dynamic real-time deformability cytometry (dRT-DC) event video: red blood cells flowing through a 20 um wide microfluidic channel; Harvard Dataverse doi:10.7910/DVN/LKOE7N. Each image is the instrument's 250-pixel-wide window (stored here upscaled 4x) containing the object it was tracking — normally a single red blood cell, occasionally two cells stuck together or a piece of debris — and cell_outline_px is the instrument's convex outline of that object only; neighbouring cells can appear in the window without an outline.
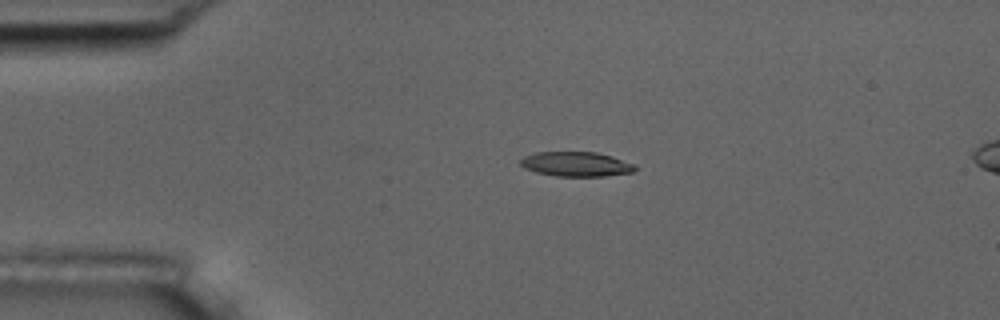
{"species": "common noctule bat (a hibernating species)", "species_latin": "Nyctalus noctula", "temperature_condition": "room temperature", "stored_images_in_passage": 37, "camera_frame_rate_fps": 3000, "um_per_image_px": 0.085, "animal": {"sex": "male", "body_mass_g": 17.5, "forearm_length_mm": 52.3}, "frame": {"image": 1, "passage_image": 5, "time_ms": 1.333, "image_size_px": [1000, 320], "cell_outline_px": [[636, 168], [632, 172], [604, 176], [556, 176], [536, 172], [524, 168], [520, 164], [520, 160], [524, 156], [536, 152], [596, 152], [612, 156], [636, 164]], "centroid_in_image_um": [48.97, 13.94], "position_along_channel_um": 36.0, "area_um2": 16.47}}
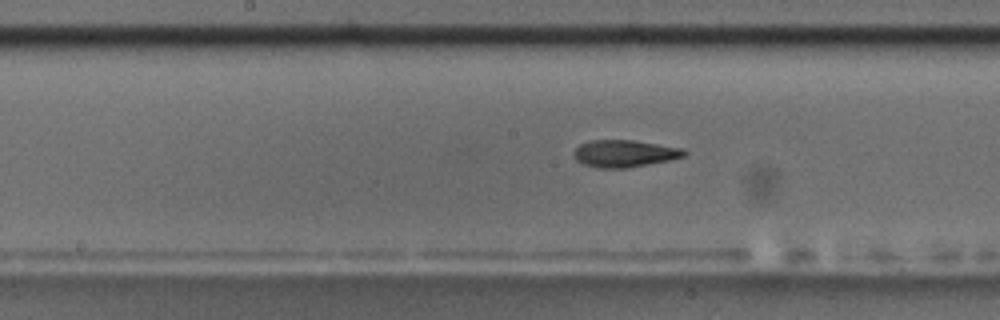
{"frame": {"image": 2, "passage_image": 21, "time_ms": 6.667, "image_size_px": [1000, 320], "cell_outline_px": [[688, 152], [684, 156], [668, 160], [624, 168], [600, 168], [584, 164], [576, 160], [572, 156], [572, 152], [580, 144], [588, 140], [632, 140], [684, 148]], "centroid_in_image_um": [53.04, 13.03], "position_along_channel_um": 195.2, "area_um2": 17.4}}
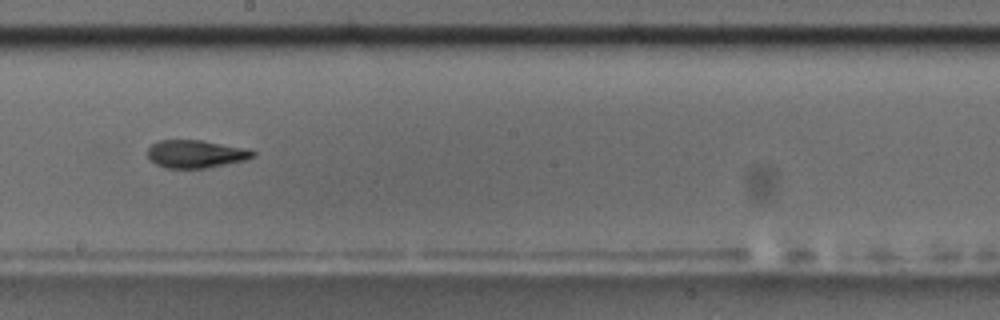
{"frame": {"image": 3, "passage_image": 24, "time_ms": 7.667, "image_size_px": [1000, 320], "cell_outline_px": [[256, 152], [252, 156], [244, 160], [204, 168], [164, 168], [148, 160], [148, 148], [156, 140], [200, 140], [248, 148]], "centroid_in_image_um": [16.59, 13.08], "position_along_channel_um": 231.6, "area_um2": 17.05}, "authors_computed_cell_mechanics": {"area_um2": 17.1088, "velocity_mm_per_s": 3.6693, "shape_relaxation_time_tau1_ms": 5.4825, "shape_relaxation_time_tau2_ms": 4.1334, "deformation_change_tau1": 0.1757, "deformation_change_tau2": 0.1162}}